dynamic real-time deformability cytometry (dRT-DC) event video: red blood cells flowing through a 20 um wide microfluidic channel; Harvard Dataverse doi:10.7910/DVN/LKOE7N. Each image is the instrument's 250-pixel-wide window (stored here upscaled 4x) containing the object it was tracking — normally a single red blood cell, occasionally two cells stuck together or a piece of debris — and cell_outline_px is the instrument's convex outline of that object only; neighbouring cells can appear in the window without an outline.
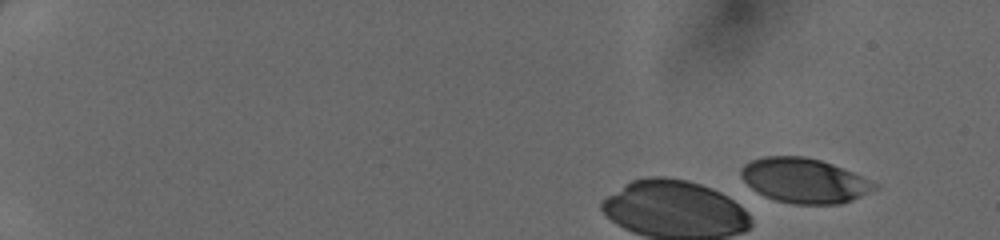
{"species": "human", "species_latin": "Homo sapiens", "temperature_condition": "cold", "stored_images_in_passage": 9, "camera_frame_rate_fps": 3000, "um_per_image_px": 0.085, "donor": {"sex": "female"}, "frame": {"image": 1, "passage_image": 1, "time_ms": 0.0, "image_size_px": [1000, 240], "cell_outline_px": [[880, 188], [852, 200], [840, 204], [792, 204], [776, 200], [764, 196], [756, 192], [740, 176], [740, 168], [744, 164], [752, 160], [764, 156], [804, 156], [820, 160], [832, 164], [852, 172], [880, 184]], "centroid_in_image_um": [68.38, 15.35], "position_along_channel_um": 16.6, "area_um2": 34.97}}